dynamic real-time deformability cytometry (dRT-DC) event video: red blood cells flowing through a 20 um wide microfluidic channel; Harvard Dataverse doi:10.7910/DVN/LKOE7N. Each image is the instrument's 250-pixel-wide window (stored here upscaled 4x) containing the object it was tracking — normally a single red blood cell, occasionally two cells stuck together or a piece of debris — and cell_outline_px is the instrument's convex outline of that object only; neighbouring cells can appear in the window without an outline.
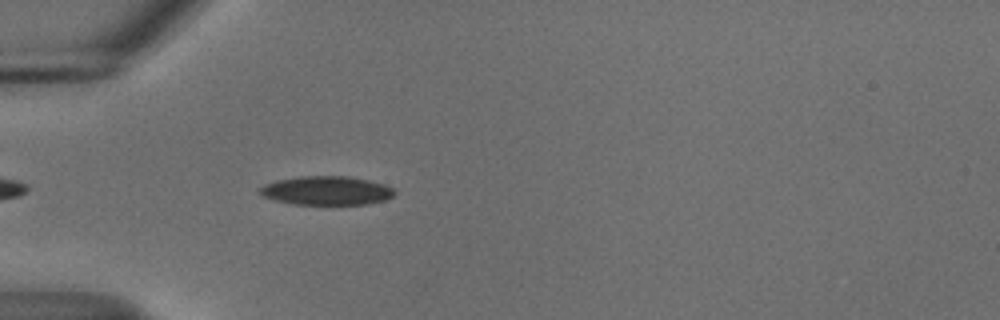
{"species": "common noctule bat (a hibernating species)", "species_latin": "Nyctalus noctula", "temperature_condition": "cold", "stored_images_in_passage": 42, "camera_frame_rate_fps": 3000, "um_per_image_px": 0.085, "animal": {"sex": "male", "body_mass_g": 18.8}, "frame": {"image": 1, "passage_image": 4, "time_ms": 1.0, "image_size_px": [1000, 320], "cell_outline_px": [[396, 192], [392, 196], [384, 200], [368, 204], [292, 204], [276, 200], [264, 196], [260, 192], [260, 188], [264, 184], [276, 180], [300, 176], [348, 176], [368, 180], [384, 184], [392, 188]], "centroid_in_image_um": [27.76, 16.19], "position_along_channel_um": 57.2, "area_um2": 22.48}}
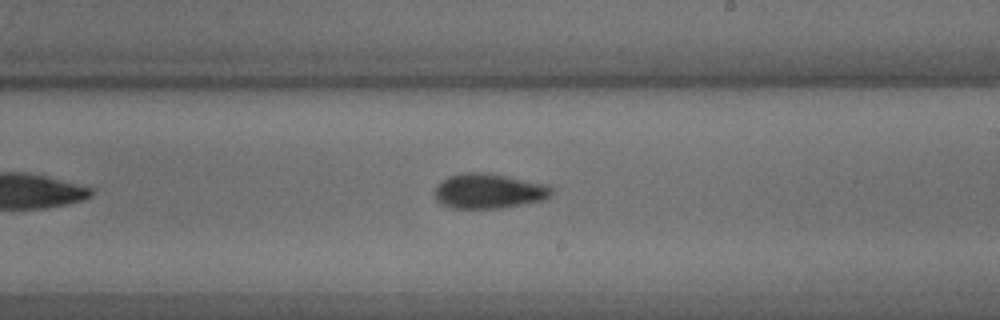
{"frame": {"image": 2, "passage_image": 20, "time_ms": 6.333, "image_size_px": [1000, 320], "cell_outline_px": [[552, 196], [544, 200], [500, 208], [452, 208], [440, 204], [436, 200], [432, 192], [436, 184], [440, 180], [448, 176], [460, 172], [488, 172], [552, 184]], "centroid_in_image_um": [41.53, 16.21], "position_along_channel_um": 247.5, "area_um2": 24.62}}
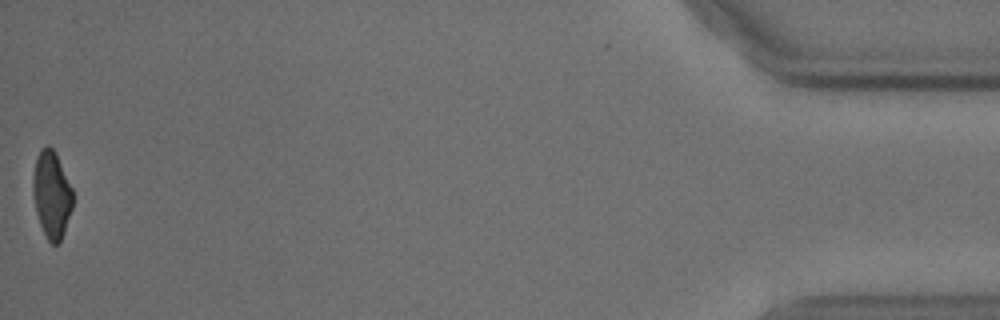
{"frame": {"image": 3, "passage_image": 42, "time_ms": 13.667, "image_size_px": [1000, 320], "cell_outline_px": [[72, 208], [64, 232], [60, 240], [56, 244], [52, 244], [48, 240], [40, 224], [36, 212], [32, 192], [32, 176], [36, 156], [40, 148], [48, 144], [56, 152], [72, 188]], "centroid_in_image_um": [4.37, 16.48], "position_along_channel_um": 430.8, "area_um2": 20.29}, "authors_computed_cell_mechanics": {"area_um2": 22.3975, "velocity_mm_per_s": 3.699, "shape_relaxation_time_tau1_ms": 3.3778, "shape_relaxation_time_tau2_ms": 3.8127, "deformation_change_tau1": 0.1226, "deformation_change_tau2": 0.0804}}